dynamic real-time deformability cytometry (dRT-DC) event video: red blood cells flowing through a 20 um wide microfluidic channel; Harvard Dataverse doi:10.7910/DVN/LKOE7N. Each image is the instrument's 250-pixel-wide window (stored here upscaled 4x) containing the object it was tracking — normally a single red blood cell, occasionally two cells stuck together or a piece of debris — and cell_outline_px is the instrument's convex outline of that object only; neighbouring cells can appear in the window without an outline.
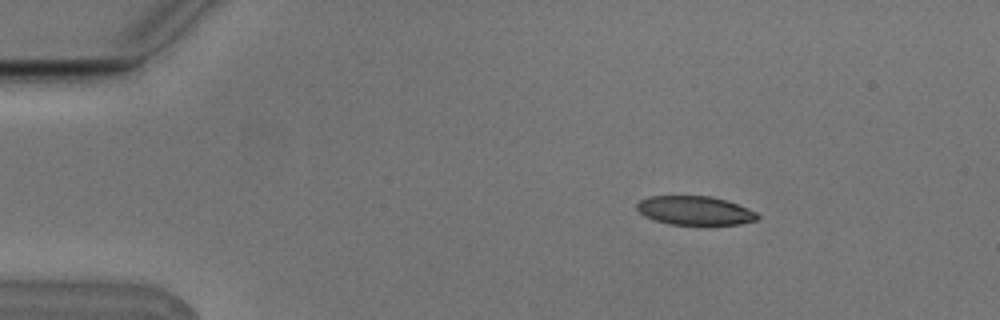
{"species": "Egyptian fruit bat (a non-hibernating species)", "species_latin": "Rousettus aegyptiacus", "temperature_condition": "cold", "stored_images_in_passage": 6, "camera_frame_rate_fps": 3000, "um_per_image_px": 0.085, "animal": {"sex": "male"}, "frame": {"image": 1, "passage_image": 1, "time_ms": 0.0, "image_size_px": [1000, 320], "cell_outline_px": [[760, 216], [756, 220], [740, 224], [668, 224], [652, 220], [644, 216], [636, 208], [636, 204], [640, 200], [648, 196], [712, 196], [748, 208], [756, 212]], "centroid_in_image_um": [59.02, 17.89], "position_along_channel_um": 26.0, "area_um2": 20.23}}